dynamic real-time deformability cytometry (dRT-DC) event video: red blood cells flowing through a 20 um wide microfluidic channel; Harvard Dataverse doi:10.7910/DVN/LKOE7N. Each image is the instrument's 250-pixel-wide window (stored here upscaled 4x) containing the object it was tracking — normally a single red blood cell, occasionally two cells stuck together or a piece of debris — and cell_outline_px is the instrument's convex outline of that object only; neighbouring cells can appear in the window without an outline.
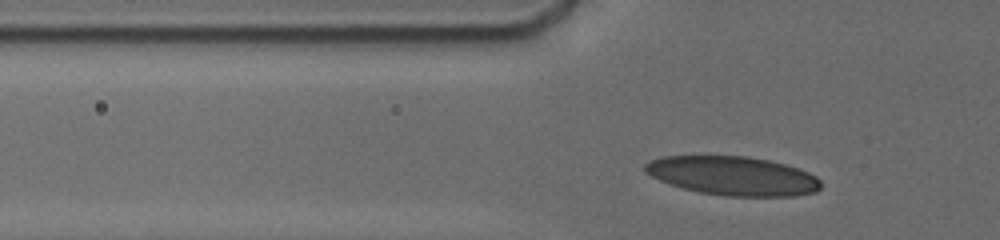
{"species": "human", "species_latin": "Homo sapiens", "temperature_condition": "cold", "stored_images_in_passage": 6, "camera_frame_rate_fps": 3000, "um_per_image_px": 0.085, "donor": {"sex": "male"}, "frame": {"image": 1, "passage_image": 4, "time_ms": 1.333, "image_size_px": [1000, 240], "cell_outline_px": [[820, 188], [816, 192], [792, 196], [724, 196], [700, 192], [668, 184], [644, 172], [644, 164], [648, 160], [660, 156], [748, 156], [768, 160], [784, 164], [808, 172], [816, 176], [820, 180]], "centroid_in_image_um": [62.26, 14.94], "position_along_channel_um": 63.5, "area_um2": 39.94}}